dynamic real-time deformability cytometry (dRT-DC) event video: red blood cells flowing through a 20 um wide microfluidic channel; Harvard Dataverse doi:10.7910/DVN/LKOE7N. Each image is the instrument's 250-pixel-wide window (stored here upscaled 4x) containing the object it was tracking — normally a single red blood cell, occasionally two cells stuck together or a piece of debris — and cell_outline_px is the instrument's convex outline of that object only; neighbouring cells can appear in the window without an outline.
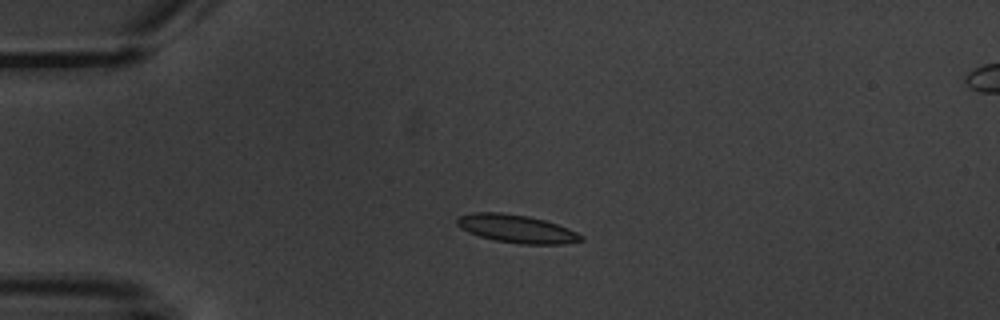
{"species": "common noctule bat (a hibernating species)", "species_latin": "Nyctalus noctula", "temperature_condition": "warm", "stored_images_in_passage": 5, "camera_frame_rate_fps": 3000, "um_per_image_px": 0.085, "animal": {"sex": "male", "body_mass_g": 20.1, "forearm_length_mm": 53.5}, "frame": {"image": 1, "passage_image": 3, "time_ms": 2.333, "image_size_px": [1000, 320], "cell_outline_px": [[584, 240], [564, 244], [520, 244], [496, 240], [480, 236], [468, 232], [460, 228], [456, 224], [456, 220], [460, 216], [472, 212], [500, 212], [528, 216], [544, 220], [568, 228], [584, 236]], "centroid_in_image_um": [43.91, 19.44], "position_along_channel_um": 41.1, "area_um2": 20.23}}